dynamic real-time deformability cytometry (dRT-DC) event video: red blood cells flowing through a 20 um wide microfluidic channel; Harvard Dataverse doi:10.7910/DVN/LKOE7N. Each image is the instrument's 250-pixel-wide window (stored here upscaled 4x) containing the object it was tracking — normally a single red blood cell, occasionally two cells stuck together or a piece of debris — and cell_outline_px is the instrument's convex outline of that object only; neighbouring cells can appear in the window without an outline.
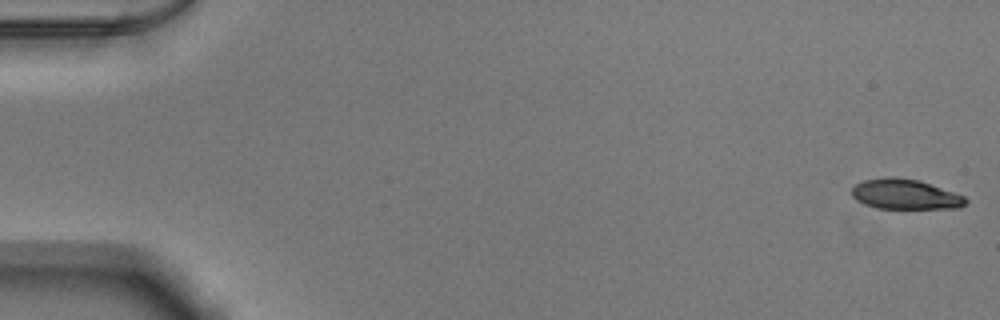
{"species": "Egyptian fruit bat (a non-hibernating species)", "species_latin": "Rousettus aegyptiacus", "temperature_condition": "warm", "stored_images_in_passage": 53, "camera_frame_rate_fps": 3000, "um_per_image_px": 0.085, "animal": {"sex": "male"}, "frame": {"image": 1, "passage_image": 1, "time_ms": 0.0, "image_size_px": [1000, 320], "cell_outline_px": [[968, 200], [960, 208], [876, 208], [864, 204], [856, 200], [852, 196], [852, 188], [856, 184], [864, 180], [888, 176], [892, 176], [920, 180], [964, 196]], "centroid_in_image_um": [76.92, 16.5], "position_along_channel_um": 8.1, "area_um2": 19.94}}
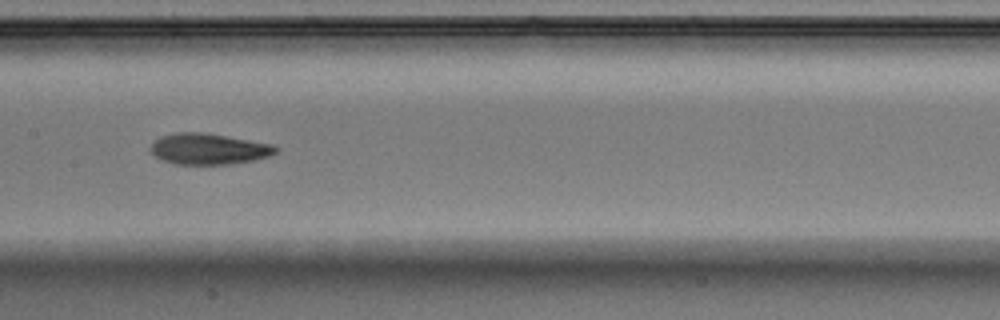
{"frame": {"image": 2, "passage_image": 27, "time_ms": 8.667, "image_size_px": [1000, 320], "cell_outline_px": [[280, 148], [276, 152], [268, 156], [252, 160], [228, 164], [176, 164], [160, 160], [148, 148], [160, 136], [176, 132], [200, 132], [272, 144]], "centroid_in_image_um": [17.69, 12.66], "position_along_channel_um": 189.7, "area_um2": 22.37}}
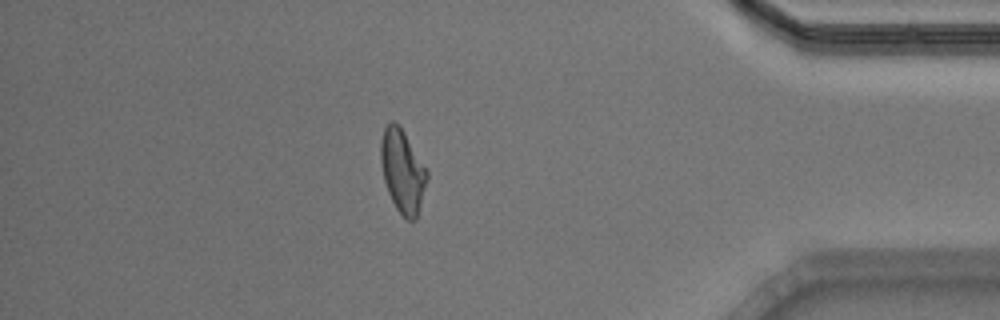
{"frame": {"image": 3, "passage_image": 46, "time_ms": 15.0, "image_size_px": [1000, 320], "cell_outline_px": [[428, 176], [416, 220], [408, 220], [396, 208], [388, 192], [384, 180], [380, 160], [380, 144], [384, 128], [392, 120], [404, 132], [428, 172]], "centroid_in_image_um": [34.2, 14.55], "position_along_channel_um": 401.0, "area_um2": 21.91}, "authors_computed_cell_mechanics": {"area_um2": 21.9062, "velocity_mm_per_s": 3.875, "shape_relaxation_time_tau1_ms": 3.8905, "shape_relaxation_time_tau2_ms": 4.3561, "deformation_change_tau1": 0.1408, "deformation_change_tau2": 0.1207}}